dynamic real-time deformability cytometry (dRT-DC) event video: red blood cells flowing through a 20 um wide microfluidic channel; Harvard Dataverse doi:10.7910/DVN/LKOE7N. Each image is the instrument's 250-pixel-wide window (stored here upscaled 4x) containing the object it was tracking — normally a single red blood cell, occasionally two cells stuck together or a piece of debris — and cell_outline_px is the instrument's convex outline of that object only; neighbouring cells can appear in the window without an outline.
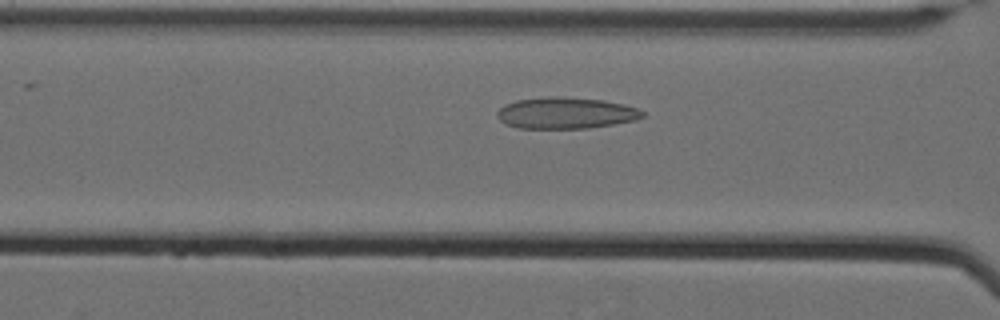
{"species": "Egyptian fruit bat (a non-hibernating species)", "species_latin": "Rousettus aegyptiacus", "temperature_condition": "cold", "stored_images_in_passage": 38, "camera_frame_rate_fps": 3000, "um_per_image_px": 0.085, "animal": {"sex": "female"}, "frame": {"image": 1, "passage_image": 10, "time_ms": 3.0, "image_size_px": [1000, 320], "cell_outline_px": [[644, 116], [636, 120], [588, 128], [516, 128], [504, 124], [496, 116], [496, 112], [500, 108], [516, 100], [548, 96], [556, 96], [604, 100], [624, 104], [636, 108], [644, 112]], "centroid_in_image_um": [48.07, 9.6], "position_along_channel_um": 118.5, "area_um2": 26.59}}
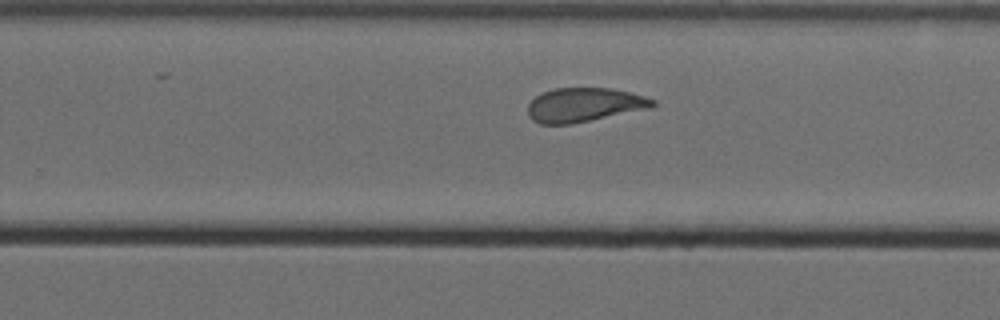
{"frame": {"image": 2, "passage_image": 24, "time_ms": 7.667, "image_size_px": [1000, 320], "cell_outline_px": [[656, 104], [652, 108], [572, 124], [540, 124], [532, 120], [528, 116], [528, 104], [536, 96], [552, 88], [612, 88], [632, 92], [656, 100]], "centroid_in_image_um": [49.68, 8.91], "position_along_channel_um": 280.1, "area_um2": 25.03}}
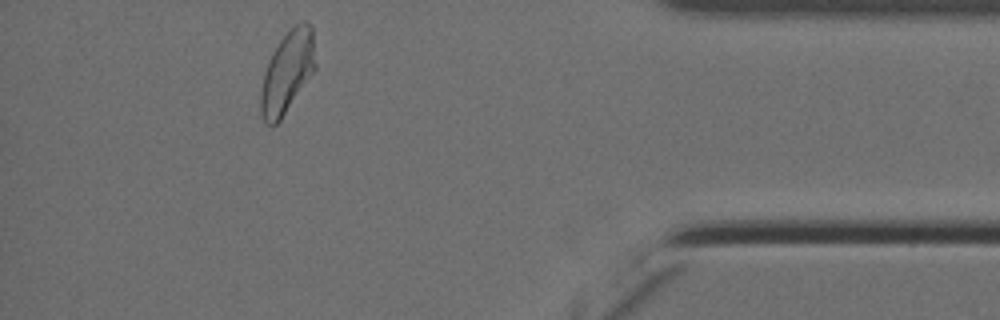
{"frame": {"image": 3, "passage_image": 38, "time_ms": 12.333, "image_size_px": [1000, 320], "cell_outline_px": [[316, 68], [280, 120], [272, 128], [264, 120], [260, 112], [260, 92], [264, 72], [268, 60], [272, 52], [280, 40], [300, 20], [304, 20], [312, 24], [316, 64]], "centroid_in_image_um": [24.42, 6.11], "position_along_channel_um": 410.8, "area_um2": 26.13}, "authors_computed_cell_mechanics": {"area_um2": 25.5187, "velocity_mm_per_s": 3.4636, "shape_relaxation_time_tau1_ms": null, "shape_relaxation_time_tau2_ms": 1.5066, "deformation_change_tau1": null, "deformation_change_tau2": 0.0882}}